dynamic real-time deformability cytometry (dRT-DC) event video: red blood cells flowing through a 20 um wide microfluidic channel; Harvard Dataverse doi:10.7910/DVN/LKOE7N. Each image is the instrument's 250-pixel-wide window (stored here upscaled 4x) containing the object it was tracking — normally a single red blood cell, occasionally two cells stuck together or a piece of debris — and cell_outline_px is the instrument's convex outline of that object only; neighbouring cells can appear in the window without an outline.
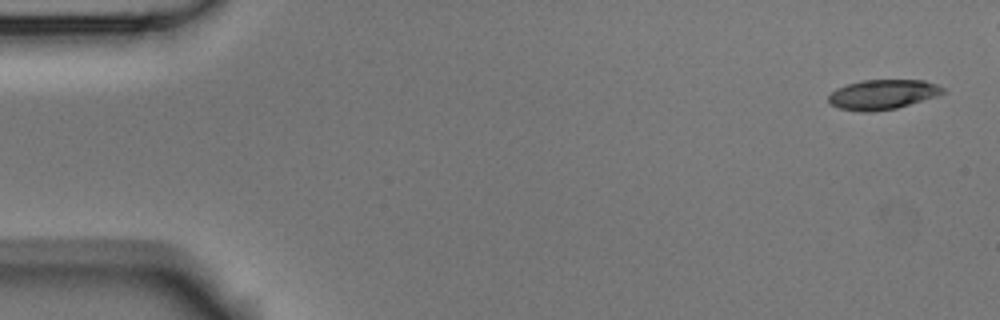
{"species": "Egyptian fruit bat (a non-hibernating species)", "species_latin": "Rousettus aegyptiacus", "temperature_condition": "room temperature", "stored_images_in_passage": 5, "camera_frame_rate_fps": 3000, "um_per_image_px": 0.085, "animal": {"sex": "male"}, "frame": {"image": 1, "passage_image": 1, "time_ms": 0.0, "image_size_px": [1000, 320], "cell_outline_px": [[948, 92], [936, 96], [896, 108], [872, 112], [860, 112], [840, 108], [832, 104], [828, 100], [828, 96], [836, 88], [860, 80], [924, 80], [936, 84], [944, 88]], "centroid_in_image_um": [75.04, 8.02], "position_along_channel_um": 10.0, "area_um2": 19.83}}